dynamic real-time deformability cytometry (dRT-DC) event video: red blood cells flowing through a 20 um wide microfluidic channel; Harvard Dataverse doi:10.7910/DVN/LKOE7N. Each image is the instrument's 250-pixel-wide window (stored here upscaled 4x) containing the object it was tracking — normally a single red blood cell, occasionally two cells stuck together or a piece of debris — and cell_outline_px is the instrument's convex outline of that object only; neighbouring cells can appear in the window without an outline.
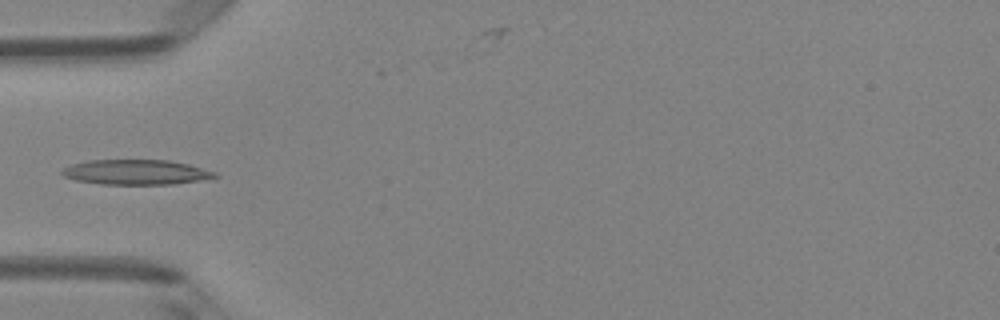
{"species": "Egyptian fruit bat (a non-hibernating species)", "species_latin": "Rousettus aegyptiacus", "temperature_condition": "room temperature", "stored_images_in_passage": 7, "camera_frame_rate_fps": 3000, "um_per_image_px": 0.085, "animal": {"sex": "female"}, "frame": {"image": 1, "passage_image": 5, "time_ms": 1.333, "image_size_px": [1000, 320], "cell_outline_px": [[220, 176], [172, 184], [100, 184], [76, 180], [64, 176], [60, 172], [64, 168], [72, 164], [88, 160], [168, 160], [188, 164], [216, 172]], "centroid_in_image_um": [11.53, 14.63], "position_along_channel_um": 73.5, "area_um2": 22.02}}
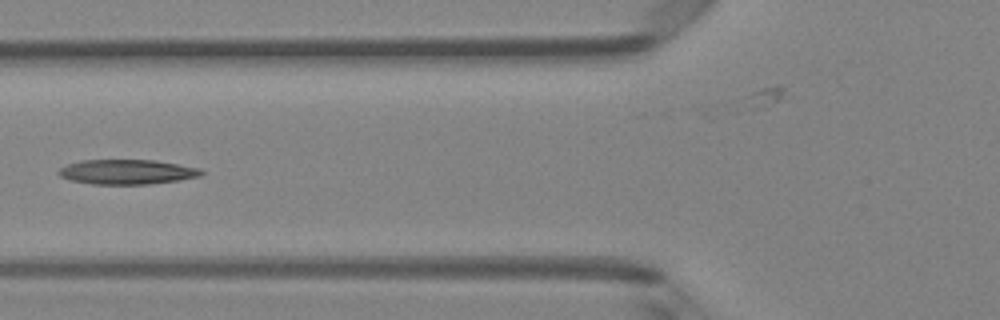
{"frame": {"image": 2, "passage_image": 6, "time_ms": 1.667, "image_size_px": [1000, 320], "cell_outline_px": [[204, 172], [200, 176], [180, 180], [148, 184], [92, 184], [72, 180], [60, 176], [56, 172], [60, 168], [68, 164], [80, 160], [156, 160], [200, 168]], "centroid_in_image_um": [10.8, 14.61], "position_along_channel_um": 115.0, "area_um2": 20.58}}